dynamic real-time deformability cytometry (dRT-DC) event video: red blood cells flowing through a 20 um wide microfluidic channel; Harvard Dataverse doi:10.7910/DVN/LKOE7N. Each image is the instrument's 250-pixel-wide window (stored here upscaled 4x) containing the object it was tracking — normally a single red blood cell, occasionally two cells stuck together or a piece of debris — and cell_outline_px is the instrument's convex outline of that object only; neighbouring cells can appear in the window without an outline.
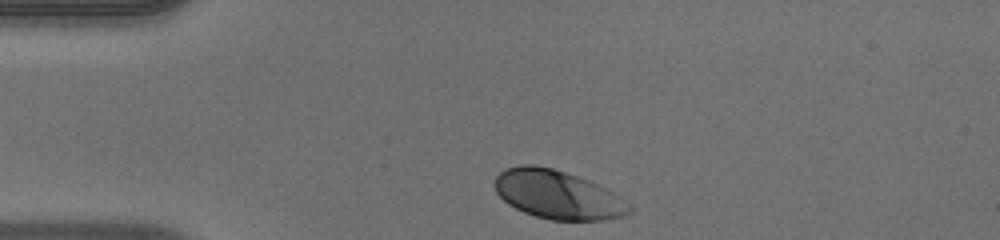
{"species": "human", "species_latin": "Homo sapiens", "temperature_condition": "warm", "stored_images_in_passage": 31, "camera_frame_rate_fps": 3000, "um_per_image_px": 0.085, "donor": {"sex": "male"}, "frame": {"image": 1, "passage_image": 1, "time_ms": 0.0, "image_size_px": [1000, 240], "cell_outline_px": [[632, 212], [624, 216], [604, 220], [552, 220], [536, 216], [524, 212], [508, 204], [496, 192], [496, 176], [504, 168], [520, 164], [536, 164], [552, 168], [588, 180], [608, 188], [632, 204]], "centroid_in_image_um": [47.45, 16.54], "position_along_channel_um": 37.6, "area_um2": 38.38}}
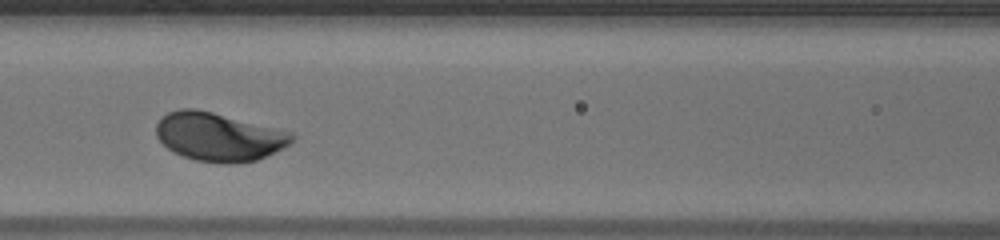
{"frame": {"image": 2, "passage_image": 12, "time_ms": 3.667, "image_size_px": [1000, 240], "cell_outline_px": [[296, 136], [288, 144], [256, 160], [232, 164], [224, 164], [196, 160], [172, 152], [156, 136], [156, 124], [160, 116], [168, 112], [180, 108], [196, 108], [292, 132]], "centroid_in_image_um": [18.54, 11.62], "position_along_channel_um": 148.1, "area_um2": 38.09}}
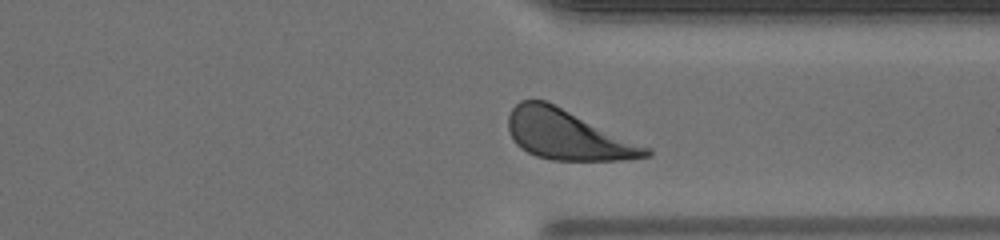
{"frame": {"image": 3, "passage_image": 28, "time_ms": 9.0, "image_size_px": [1000, 240], "cell_outline_px": [[652, 156], [620, 160], [552, 160], [536, 156], [520, 148], [516, 144], [508, 132], [508, 116], [512, 108], [520, 100], [544, 100], [652, 148]], "centroid_in_image_um": [48.25, 11.48], "position_along_channel_um": 363.2, "area_um2": 39.82}, "authors_computed_cell_mechanics": {"area_um2": 37.57, "velocity_mm_per_s": 4.029, "shape_relaxation_time_tau1_ms": 1.2129, "shape_relaxation_time_tau2_ms": null, "deformation_change_tau1": 0.1097, "deformation_change_tau2": null}}